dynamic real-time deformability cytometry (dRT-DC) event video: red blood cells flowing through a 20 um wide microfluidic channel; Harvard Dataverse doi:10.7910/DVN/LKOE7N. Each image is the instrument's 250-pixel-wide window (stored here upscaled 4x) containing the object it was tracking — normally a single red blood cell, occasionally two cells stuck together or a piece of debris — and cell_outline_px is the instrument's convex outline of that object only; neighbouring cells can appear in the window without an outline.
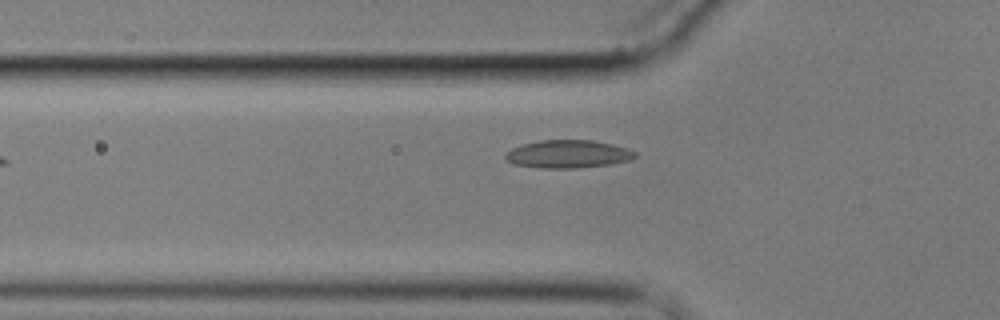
{"species": "common noctule bat (a hibernating species)", "species_latin": "Nyctalus noctula", "temperature_condition": "cold", "stored_images_in_passage": 15, "camera_frame_rate_fps": 3000, "um_per_image_px": 0.085, "animal": {"sex": "male", "body_mass_g": 17.9}, "frame": {"image": 1, "passage_image": 5, "time_ms": 6.0, "image_size_px": [1000, 320], "cell_outline_px": [[636, 156], [628, 160], [608, 164], [576, 168], [544, 168], [512, 164], [504, 160], [504, 156], [512, 148], [524, 144], [540, 140], [592, 140], [612, 144], [628, 148], [636, 152]], "centroid_in_image_um": [48.25, 13.09], "position_along_channel_um": 77.5, "area_um2": 20.98}}
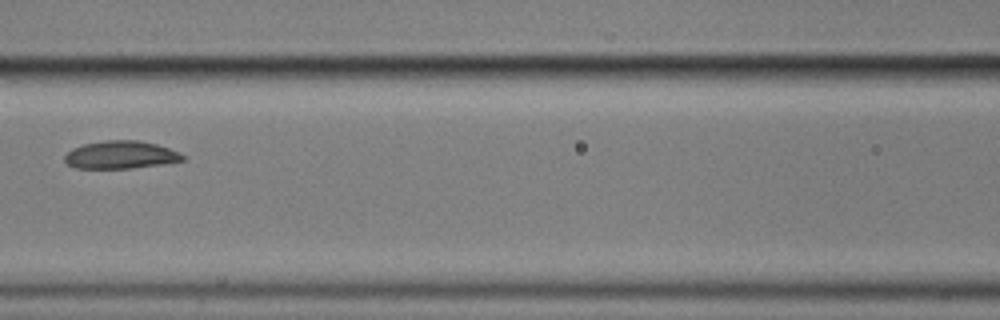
{"frame": {"image": 2, "passage_image": 7, "time_ms": 8.333, "image_size_px": [1000, 320], "cell_outline_px": [[184, 160], [164, 164], [132, 168], [76, 168], [68, 164], [64, 160], [64, 156], [72, 148], [84, 144], [108, 140], [140, 140], [156, 144], [180, 152], [184, 156]], "centroid_in_image_um": [10.27, 13.16], "position_along_channel_um": 156.3, "area_um2": 19.07}}
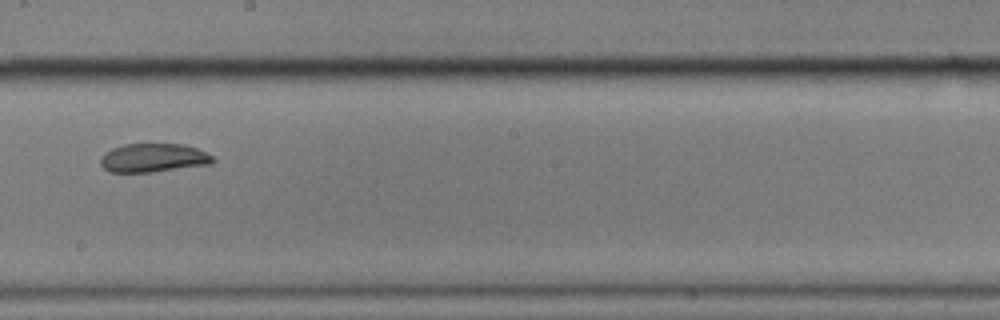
{"frame": {"image": 3, "passage_image": 9, "time_ms": 10.667, "image_size_px": [1000, 320], "cell_outline_px": [[216, 160], [212, 164], [152, 172], [108, 172], [100, 164], [100, 156], [104, 152], [112, 148], [124, 144], [184, 144], [196, 148], [212, 156]], "centroid_in_image_um": [13.01, 13.42], "position_along_channel_um": 235.2, "area_um2": 18.9}, "authors_computed_cell_mechanics": {"area_um2": 21.2126, "velocity_mm_per_s": 3.3794, "shape_relaxation_time_tau1_ms": null, "shape_relaxation_time_tau2_ms": 0.6789, "deformation_change_tau1": null, "deformation_change_tau2": 0.0411}}